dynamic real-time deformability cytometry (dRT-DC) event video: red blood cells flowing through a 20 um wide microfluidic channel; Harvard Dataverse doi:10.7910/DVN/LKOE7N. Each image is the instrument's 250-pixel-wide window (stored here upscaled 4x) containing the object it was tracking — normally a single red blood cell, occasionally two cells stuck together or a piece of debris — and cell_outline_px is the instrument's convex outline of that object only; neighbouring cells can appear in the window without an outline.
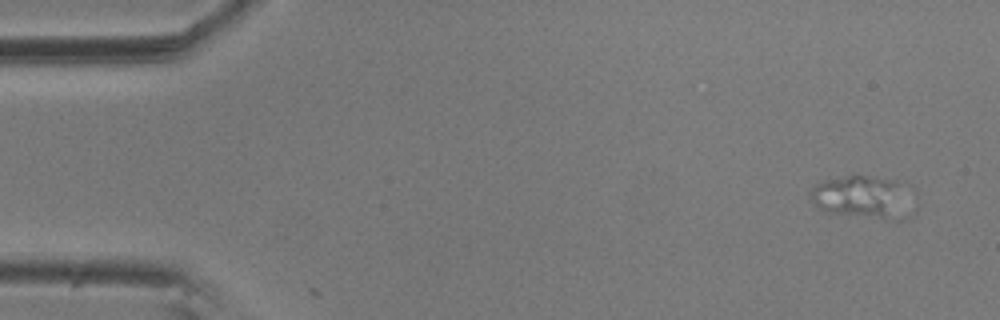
{"species": "common noctule bat (a hibernating species)", "species_latin": "Nyctalus noctula", "temperature_condition": "room temperature", "stored_images_in_passage": 4, "camera_frame_rate_fps": 3000, "um_per_image_px": 0.085, "animal": {"sex": "male", "body_mass_g": 20.5, "forearm_length_mm": 52.5}, "frame": {"image": 1, "passage_image": 1, "time_ms": 0.0, "image_size_px": [1000, 320], "cell_outline_px": [[916, 212], [900, 220], [888, 220], [828, 212], [820, 208], [812, 200], [808, 192], [816, 184], [828, 180], [856, 172], [896, 180], [908, 184], [916, 188]], "centroid_in_image_um": [73.59, 16.73], "position_along_channel_um": 11.4, "area_um2": 27.63}}